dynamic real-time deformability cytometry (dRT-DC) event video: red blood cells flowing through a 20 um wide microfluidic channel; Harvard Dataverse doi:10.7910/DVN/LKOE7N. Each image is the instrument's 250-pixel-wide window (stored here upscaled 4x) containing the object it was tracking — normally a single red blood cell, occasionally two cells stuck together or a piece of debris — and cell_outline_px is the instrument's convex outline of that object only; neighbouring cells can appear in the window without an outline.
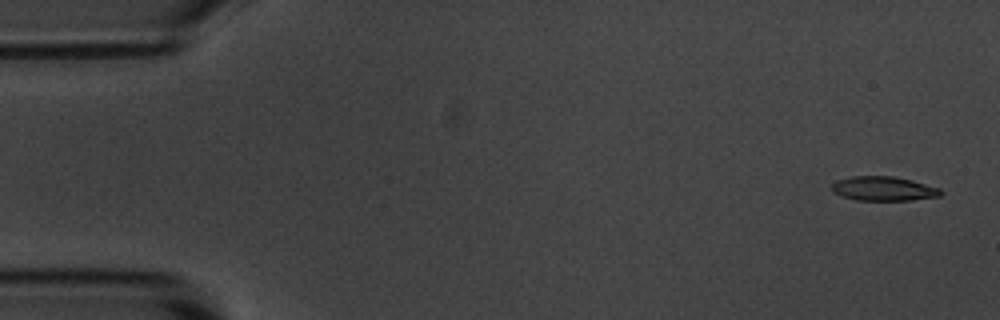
{"species": "common noctule bat (a hibernating species)", "species_latin": "Nyctalus noctula", "temperature_condition": "room temperature", "stored_images_in_passage": 4, "camera_frame_rate_fps": 3000, "um_per_image_px": 0.085, "animal": {"sex": "male", "body_mass_g": 20.1, "forearm_length_mm": 53.5}, "frame": {"image": 1, "passage_image": 1, "time_ms": 0.0, "image_size_px": [1000, 320], "cell_outline_px": [[944, 192], [940, 196], [912, 200], [856, 200], [832, 192], [832, 184], [836, 180], [852, 176], [892, 176], [912, 180], [940, 188]], "centroid_in_image_um": [75.12, 16.03], "position_along_channel_um": 9.9, "area_um2": 15.43}}
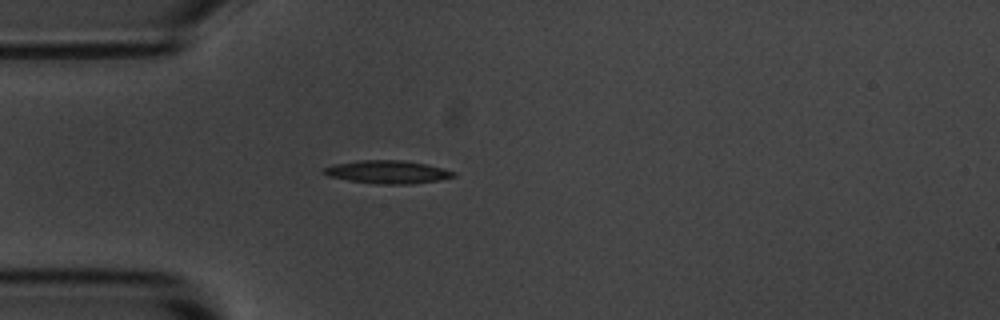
{"frame": {"image": 2, "passage_image": 4, "time_ms": 4.333, "image_size_px": [1000, 320], "cell_outline_px": [[456, 176], [436, 180], [412, 184], [380, 184], [348, 180], [328, 176], [320, 172], [324, 168], [336, 164], [356, 160], [404, 160], [424, 164], [456, 172]], "centroid_in_image_um": [32.9, 14.61], "position_along_channel_um": 52.1, "area_um2": 17.22}}